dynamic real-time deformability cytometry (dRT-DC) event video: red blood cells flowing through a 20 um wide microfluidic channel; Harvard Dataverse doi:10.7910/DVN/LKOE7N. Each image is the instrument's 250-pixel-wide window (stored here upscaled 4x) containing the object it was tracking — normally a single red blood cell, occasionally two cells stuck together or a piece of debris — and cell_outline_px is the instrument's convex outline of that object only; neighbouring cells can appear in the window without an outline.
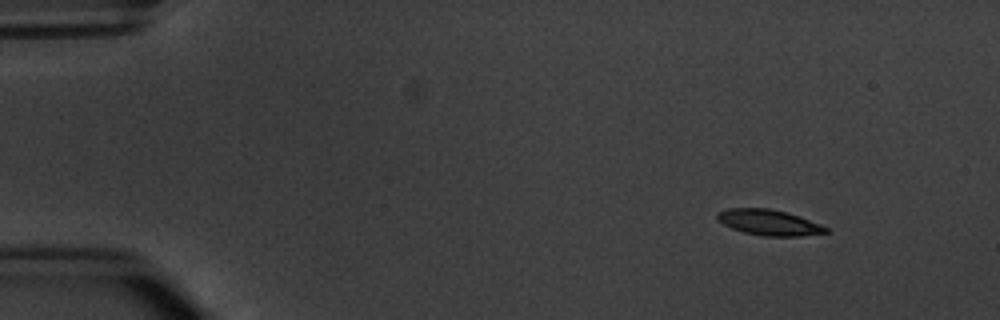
{"species": "common noctule bat (a hibernating species)", "species_latin": "Nyctalus noctula", "temperature_condition": "warm", "stored_images_in_passage": 5, "camera_frame_rate_fps": 3000, "um_per_image_px": 0.085, "animal": {"sex": "male", "body_mass_g": 20.1, "forearm_length_mm": 53.5}, "frame": {"image": 1, "passage_image": 1, "time_ms": 0.0, "image_size_px": [1000, 320], "cell_outline_px": [[828, 232], [800, 236], [764, 236], [744, 232], [732, 228], [724, 224], [716, 216], [716, 212], [728, 208], [768, 208], [800, 216], [820, 224], [828, 228]], "centroid_in_image_um": [65.36, 18.9], "position_along_channel_um": 19.6, "area_um2": 16.07}}
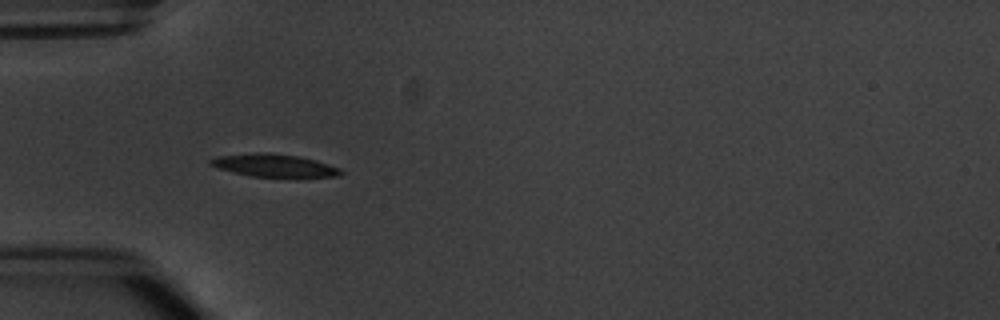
{"frame": {"image": 2, "passage_image": 4, "time_ms": 3.667, "image_size_px": [1000, 320], "cell_outline_px": [[344, 172], [336, 176], [252, 176], [220, 168], [208, 164], [208, 160], [216, 156], [256, 152], [268, 152], [300, 156], [316, 160], [340, 168]], "centroid_in_image_um": [23.28, 14.03], "position_along_channel_um": 61.7, "area_um2": 16.99}}